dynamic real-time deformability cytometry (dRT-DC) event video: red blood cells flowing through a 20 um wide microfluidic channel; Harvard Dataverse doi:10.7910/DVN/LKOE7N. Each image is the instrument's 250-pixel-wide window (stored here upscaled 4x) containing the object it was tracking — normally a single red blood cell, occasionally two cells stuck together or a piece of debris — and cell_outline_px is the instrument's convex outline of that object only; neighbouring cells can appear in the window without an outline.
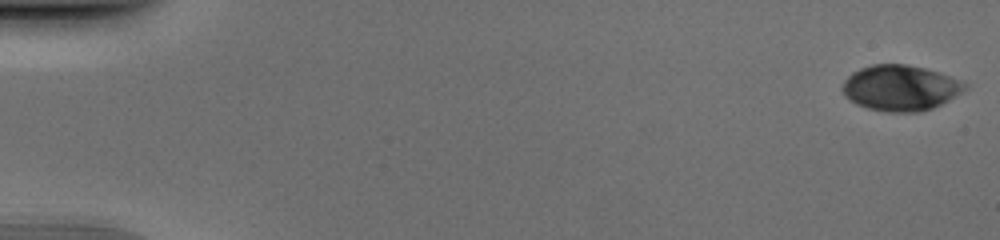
{"species": "human", "species_latin": "Homo sapiens", "temperature_condition": "cold", "stored_images_in_passage": 52, "camera_frame_rate_fps": 3000, "um_per_image_px": 0.085, "donor": {"sex": "male"}, "frame": {"image": 1, "passage_image": 1, "time_ms": 0.0, "image_size_px": [1000, 240], "cell_outline_px": [[968, 84], [960, 92], [948, 100], [932, 108], [920, 112], [888, 112], [868, 108], [856, 104], [844, 96], [844, 80], [852, 72], [860, 68], [872, 64], [904, 64], [924, 68], [948, 76]], "centroid_in_image_um": [76.49, 7.47], "position_along_channel_um": 8.5, "area_um2": 32.08}}
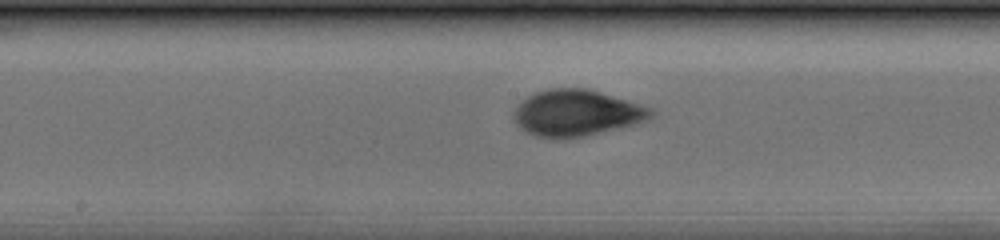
{"frame": {"image": 2, "passage_image": 28, "time_ms": 9.0, "image_size_px": [1000, 240], "cell_outline_px": [[656, 112], [648, 120], [636, 124], [584, 136], [552, 140], [536, 136], [520, 128], [516, 124], [512, 116], [516, 108], [528, 96], [536, 92], [548, 88], [588, 88], [652, 108]], "centroid_in_image_um": [49.01, 9.61], "position_along_channel_um": 199.2, "area_um2": 37.11}}
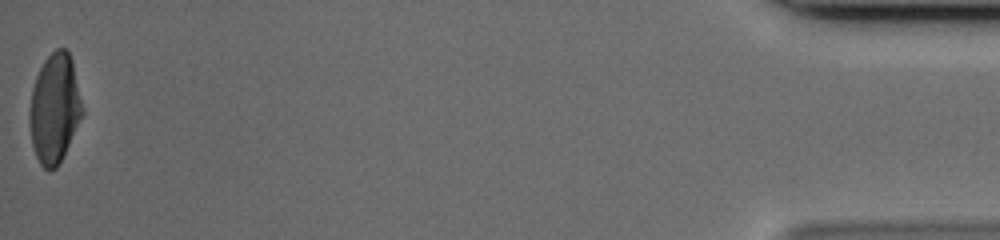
{"frame": {"image": 3, "passage_image": 52, "time_ms": 17.0, "image_size_px": [1000, 240], "cell_outline_px": [[84, 112], [56, 168], [48, 172], [40, 164], [36, 156], [32, 144], [28, 120], [28, 116], [32, 88], [36, 76], [44, 60], [56, 48], [64, 48], [68, 52], [72, 60], [84, 108]], "centroid_in_image_um": [4.62, 9.2], "position_along_channel_um": 430.6, "area_um2": 33.58}}